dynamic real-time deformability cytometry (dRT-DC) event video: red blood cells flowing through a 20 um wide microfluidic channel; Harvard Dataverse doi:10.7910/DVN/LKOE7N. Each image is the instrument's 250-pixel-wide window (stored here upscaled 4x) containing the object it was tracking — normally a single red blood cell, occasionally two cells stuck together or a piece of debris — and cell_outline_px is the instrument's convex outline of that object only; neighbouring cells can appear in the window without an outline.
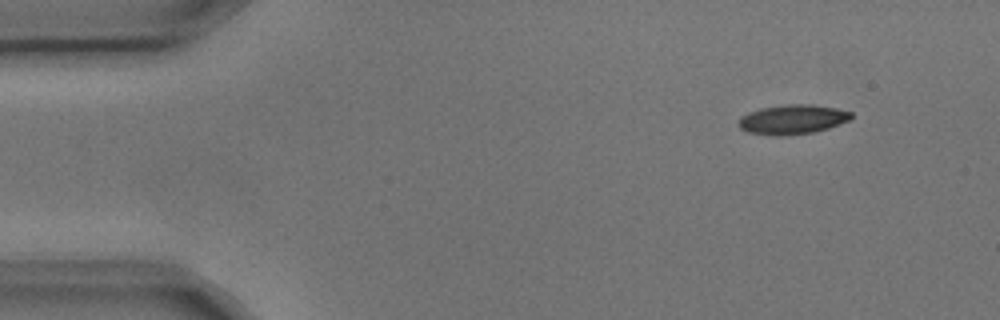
{"species": "common noctule bat (a hibernating species)", "species_latin": "Nyctalus noctula", "temperature_condition": "cold", "stored_images_in_passage": 8, "camera_frame_rate_fps": 3000, "um_per_image_px": 0.085, "animal": {"sex": "male", "body_mass_g": 17.9, "forearm_length_mm": 54.2}, "frame": {"image": 1, "passage_image": 1, "time_ms": 0.0, "image_size_px": [1000, 320], "cell_outline_px": [[852, 116], [848, 120], [828, 128], [812, 132], [784, 136], [772, 136], [748, 132], [740, 128], [736, 124], [740, 116], [760, 108], [788, 104], [812, 104], [836, 108], [852, 112]], "centroid_in_image_um": [67.31, 10.15], "position_along_channel_um": 17.7, "area_um2": 19.42}}
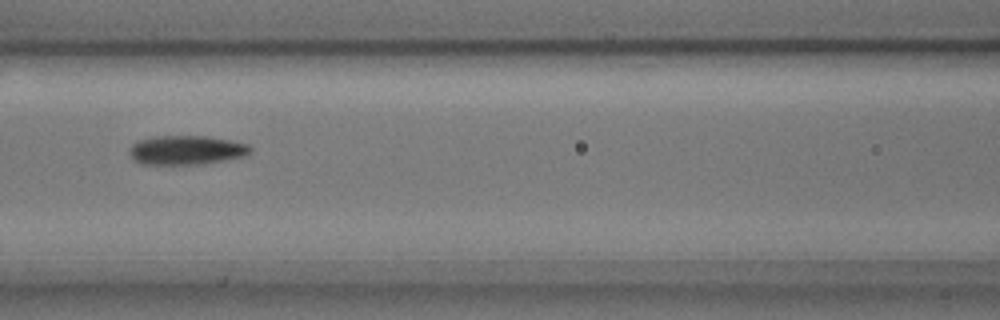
{"frame": {"image": 2, "passage_image": 6, "time_ms": 1.667, "image_size_px": [1000, 320], "cell_outline_px": [[252, 152], [244, 156], [204, 164], [140, 164], [128, 152], [132, 144], [140, 140], [152, 136], [204, 136], [228, 140], [248, 144], [252, 148]], "centroid_in_image_um": [15.85, 12.76], "position_along_channel_um": 150.8, "area_um2": 20.46}}
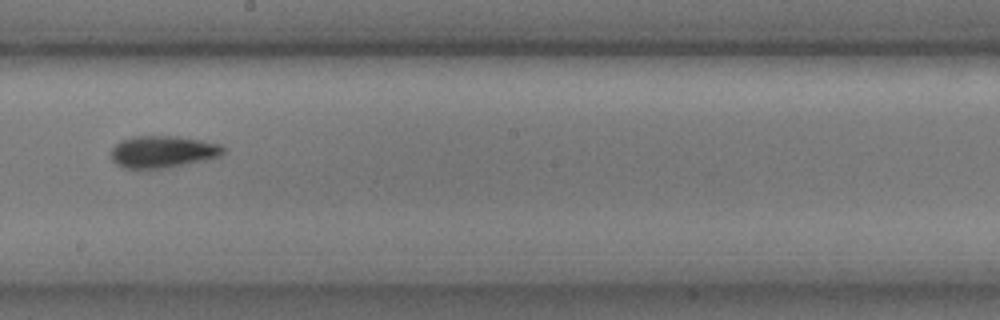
{"frame": {"image": 3, "passage_image": 8, "time_ms": 2.333, "image_size_px": [1000, 320], "cell_outline_px": [[224, 152], [220, 156], [204, 160], [168, 168], [124, 168], [116, 164], [112, 160], [112, 148], [120, 140], [132, 136], [180, 136], [220, 144], [224, 148]], "centroid_in_image_um": [13.83, 12.89], "position_along_channel_um": 234.4, "area_um2": 20.92}}